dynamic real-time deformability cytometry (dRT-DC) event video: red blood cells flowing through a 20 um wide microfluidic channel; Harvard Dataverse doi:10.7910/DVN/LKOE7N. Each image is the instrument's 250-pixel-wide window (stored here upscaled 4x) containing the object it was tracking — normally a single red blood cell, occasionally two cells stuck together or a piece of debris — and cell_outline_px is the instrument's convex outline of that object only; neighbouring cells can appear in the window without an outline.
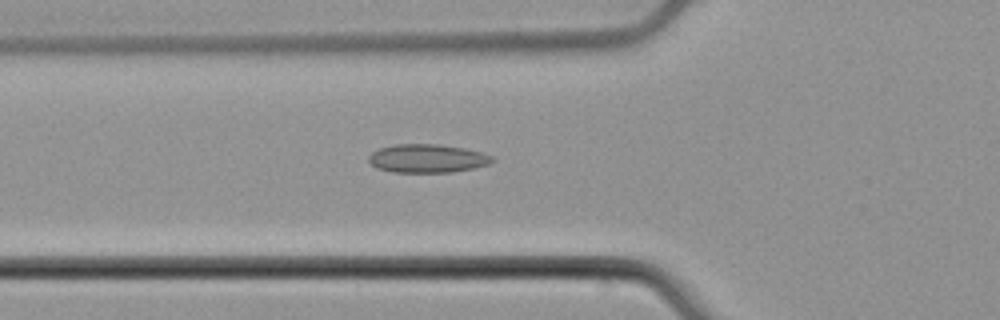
{"species": "common noctule bat (a hibernating species)", "species_latin": "Nyctalus noctula", "temperature_condition": "cold", "stored_images_in_passage": 29, "camera_frame_rate_fps": 3000, "um_per_image_px": 0.085, "animal": {"sex": "male", "body_mass_g": 21.5, "forearm_length_mm": 52.0}, "frame": {"image": 1, "passage_image": 2, "time_ms": 0.333, "image_size_px": [1000, 320], "cell_outline_px": [[496, 160], [488, 164], [472, 168], [452, 172], [392, 172], [376, 168], [368, 160], [368, 156], [372, 152], [380, 148], [396, 144], [436, 144], [464, 148], [480, 152], [492, 156]], "centroid_in_image_um": [36.3, 13.47], "position_along_channel_um": 89.5, "area_um2": 20.4}}
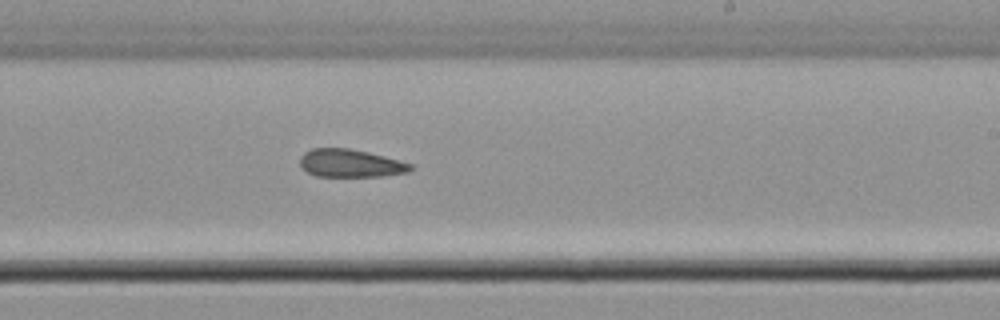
{"frame": {"image": 2, "passage_image": 15, "time_ms": 4.667, "image_size_px": [1000, 320], "cell_outline_px": [[412, 168], [408, 172], [384, 176], [316, 176], [308, 172], [300, 164], [300, 156], [304, 152], [312, 148], [348, 148], [368, 152], [400, 160], [412, 164]], "centroid_in_image_um": [29.79, 13.87], "position_along_channel_um": 259.2, "area_um2": 17.92}}
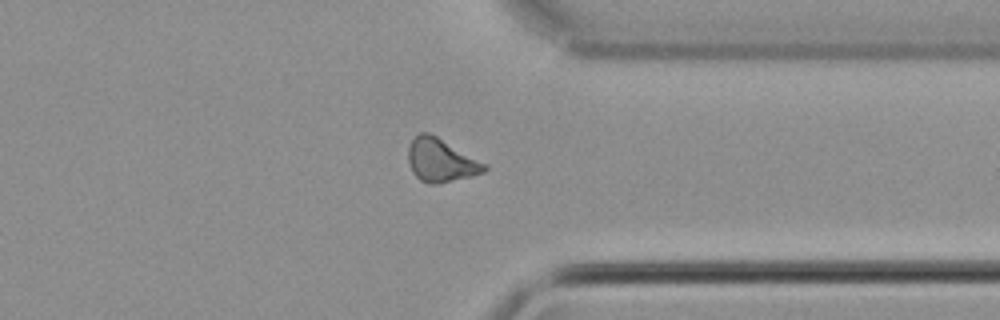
{"frame": {"image": 3, "passage_image": 24, "time_ms": 7.667, "image_size_px": [1000, 320], "cell_outline_px": [[488, 168], [484, 172], [472, 176], [436, 184], [432, 184], [420, 180], [412, 172], [408, 164], [408, 148], [412, 140], [420, 132], [428, 132], [436, 136], [488, 164]], "centroid_in_image_um": [37.48, 13.63], "position_along_channel_um": 373.9, "area_um2": 19.19}}